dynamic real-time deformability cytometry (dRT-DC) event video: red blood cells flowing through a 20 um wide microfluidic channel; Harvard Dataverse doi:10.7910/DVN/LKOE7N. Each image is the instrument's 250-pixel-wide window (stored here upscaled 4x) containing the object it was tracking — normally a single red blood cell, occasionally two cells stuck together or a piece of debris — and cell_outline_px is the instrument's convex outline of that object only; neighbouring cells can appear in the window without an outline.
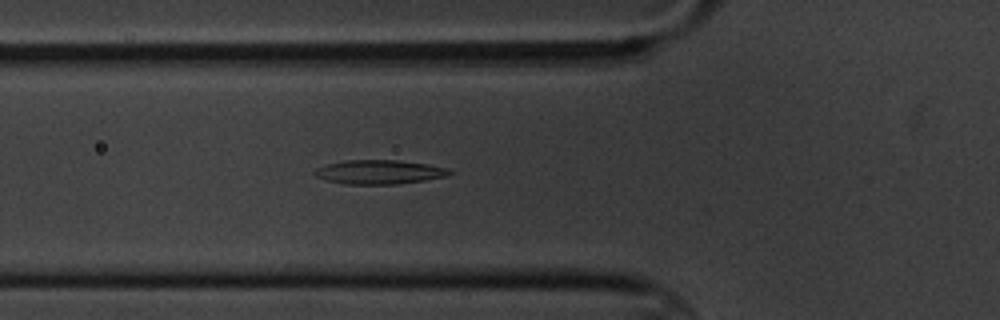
{"species": "common noctule bat (a hibernating species)", "species_latin": "Nyctalus noctula", "temperature_condition": "cold", "stored_images_in_passage": 6, "camera_frame_rate_fps": 3000, "um_per_image_px": 0.085, "animal": {"sex": "male", "body_mass_g": 20.1, "forearm_length_mm": 53.5}, "frame": {"image": 1, "passage_image": 6, "time_ms": 6.0, "image_size_px": [1000, 320], "cell_outline_px": [[456, 172], [448, 176], [424, 180], [396, 184], [344, 184], [324, 180], [316, 176], [312, 172], [316, 168], [328, 164], [348, 160], [396, 160], [428, 164], [448, 168]], "centroid_in_image_um": [32.26, 14.62], "position_along_channel_um": 93.5, "area_um2": 19.02}}